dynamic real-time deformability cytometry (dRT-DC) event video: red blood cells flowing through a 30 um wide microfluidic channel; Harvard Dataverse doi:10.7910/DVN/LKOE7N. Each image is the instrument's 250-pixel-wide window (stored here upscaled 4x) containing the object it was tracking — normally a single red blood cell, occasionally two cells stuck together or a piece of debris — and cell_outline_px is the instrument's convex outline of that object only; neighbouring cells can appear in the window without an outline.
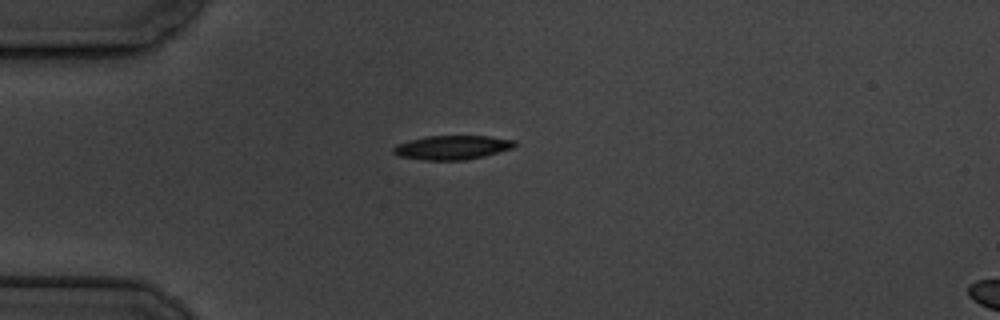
{"species": "common noctule bat (a hibernating species)", "species_latin": "Nyctalus noctula", "temperature_condition": "cold", "stored_images_in_passage": 5, "camera_frame_rate_fps": 3000, "um_per_image_px": 0.085, "animal": {"sex": "male", "body_mass_g": 19.5, "forearm_length_mm": 54.6}, "frame": {"image": 1, "passage_image": 1, "time_ms": 0.0, "image_size_px": [1000, 320], "cell_outline_px": [[516, 144], [512, 148], [484, 156], [464, 160], [424, 160], [400, 156], [392, 152], [392, 148], [396, 144], [408, 140], [428, 136], [488, 136], [516, 140]], "centroid_in_image_um": [38.41, 12.53], "position_along_channel_um": 46.6, "area_um2": 16.99}}
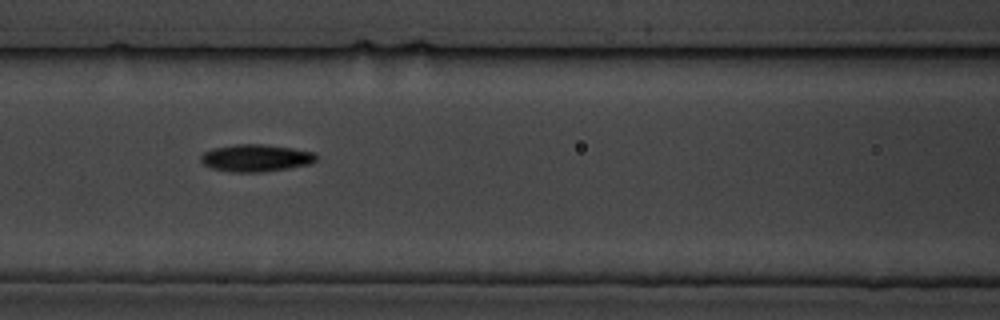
{"frame": {"image": 2, "passage_image": 4, "time_ms": 3.333, "image_size_px": [1000, 320], "cell_outline_px": [[316, 160], [308, 164], [288, 168], [260, 172], [232, 172], [212, 168], [204, 164], [200, 160], [200, 156], [204, 152], [212, 148], [236, 144], [264, 144], [292, 148], [312, 152], [316, 156]], "centroid_in_image_um": [21.7, 13.42], "position_along_channel_um": 144.9, "area_um2": 18.15}}
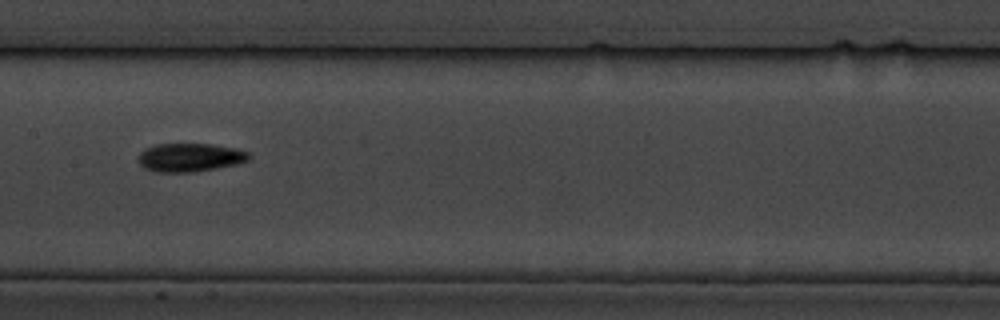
{"frame": {"image": 3, "passage_image": 5, "time_ms": 4.667, "image_size_px": [1000, 320], "cell_outline_px": [[252, 156], [248, 160], [236, 164], [216, 168], [192, 172], [156, 172], [144, 168], [140, 164], [140, 152], [144, 148], [156, 144], [212, 144], [236, 148], [248, 152]], "centroid_in_image_um": [16.16, 13.38], "position_along_channel_um": 191.2, "area_um2": 18.32}}